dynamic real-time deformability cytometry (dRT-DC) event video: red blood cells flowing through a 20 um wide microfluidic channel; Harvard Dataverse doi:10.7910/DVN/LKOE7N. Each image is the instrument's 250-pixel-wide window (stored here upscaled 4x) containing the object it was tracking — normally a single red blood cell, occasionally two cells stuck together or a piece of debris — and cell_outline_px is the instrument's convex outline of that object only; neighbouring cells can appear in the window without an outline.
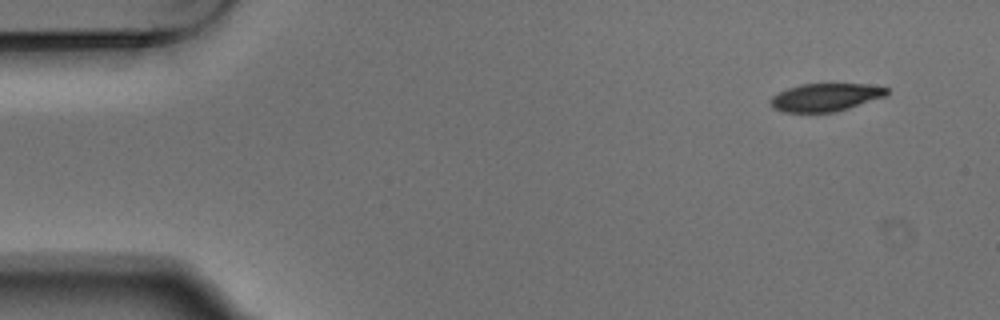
{"species": "Egyptian fruit bat (a non-hibernating species)", "species_latin": "Rousettus aegyptiacus", "temperature_condition": "warm", "stored_images_in_passage": 2, "camera_frame_rate_fps": 3000, "um_per_image_px": 0.085, "animal": {"sex": "male"}, "frame": {"image": 1, "passage_image": 1, "time_ms": 0.0, "image_size_px": [1000, 320], "cell_outline_px": [[888, 96], [836, 112], [784, 112], [772, 108], [768, 100], [772, 96], [788, 88], [800, 84], [864, 84], [888, 88]], "centroid_in_image_um": [70.16, 8.28], "position_along_channel_um": 14.8, "area_um2": 19.02}}